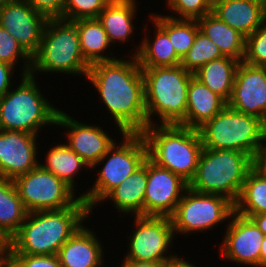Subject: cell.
Returning <instances> with one entry per match:
<instances>
[{
	"instance_id": "9a60e30c",
	"label": "cell",
	"mask_w": 266,
	"mask_h": 267,
	"mask_svg": "<svg viewBox=\"0 0 266 267\" xmlns=\"http://www.w3.org/2000/svg\"><path fill=\"white\" fill-rule=\"evenodd\" d=\"M60 126V127H59ZM65 129V142L77 153L90 168L98 162L107 150L114 144L116 139L109 136V131L93 123L79 122L65 111L59 110L56 119V128Z\"/></svg>"
},
{
	"instance_id": "7402d4cb",
	"label": "cell",
	"mask_w": 266,
	"mask_h": 267,
	"mask_svg": "<svg viewBox=\"0 0 266 267\" xmlns=\"http://www.w3.org/2000/svg\"><path fill=\"white\" fill-rule=\"evenodd\" d=\"M147 185V159L144 164L114 188L100 203L113 204L119 217L144 216V197Z\"/></svg>"
},
{
	"instance_id": "277c9868",
	"label": "cell",
	"mask_w": 266,
	"mask_h": 267,
	"mask_svg": "<svg viewBox=\"0 0 266 267\" xmlns=\"http://www.w3.org/2000/svg\"><path fill=\"white\" fill-rule=\"evenodd\" d=\"M18 85L0 97V130L39 135L42 127L56 126L60 108L44 96L39 76L20 75ZM40 130V131H39Z\"/></svg>"
},
{
	"instance_id": "ac0fdd59",
	"label": "cell",
	"mask_w": 266,
	"mask_h": 267,
	"mask_svg": "<svg viewBox=\"0 0 266 267\" xmlns=\"http://www.w3.org/2000/svg\"><path fill=\"white\" fill-rule=\"evenodd\" d=\"M228 105L266 122V67L241 61L236 69L233 93Z\"/></svg>"
},
{
	"instance_id": "30bf717a",
	"label": "cell",
	"mask_w": 266,
	"mask_h": 267,
	"mask_svg": "<svg viewBox=\"0 0 266 267\" xmlns=\"http://www.w3.org/2000/svg\"><path fill=\"white\" fill-rule=\"evenodd\" d=\"M233 212L234 204L226 197L199 193L188 187L171 216L174 234L178 238L180 234L188 237L192 233H207L224 222L227 224Z\"/></svg>"
},
{
	"instance_id": "1f68e13d",
	"label": "cell",
	"mask_w": 266,
	"mask_h": 267,
	"mask_svg": "<svg viewBox=\"0 0 266 267\" xmlns=\"http://www.w3.org/2000/svg\"><path fill=\"white\" fill-rule=\"evenodd\" d=\"M223 57L219 47L198 30L194 43L181 61V66L195 73L204 64Z\"/></svg>"
},
{
	"instance_id": "f546056e",
	"label": "cell",
	"mask_w": 266,
	"mask_h": 267,
	"mask_svg": "<svg viewBox=\"0 0 266 267\" xmlns=\"http://www.w3.org/2000/svg\"><path fill=\"white\" fill-rule=\"evenodd\" d=\"M234 211L247 218L266 212V175L255 166L246 176Z\"/></svg>"
},
{
	"instance_id": "484cf974",
	"label": "cell",
	"mask_w": 266,
	"mask_h": 267,
	"mask_svg": "<svg viewBox=\"0 0 266 267\" xmlns=\"http://www.w3.org/2000/svg\"><path fill=\"white\" fill-rule=\"evenodd\" d=\"M72 23L77 27L82 55L90 65L117 59L118 55L110 50L113 45L98 18L79 19Z\"/></svg>"
},
{
	"instance_id": "c3c4849f",
	"label": "cell",
	"mask_w": 266,
	"mask_h": 267,
	"mask_svg": "<svg viewBox=\"0 0 266 267\" xmlns=\"http://www.w3.org/2000/svg\"><path fill=\"white\" fill-rule=\"evenodd\" d=\"M10 0H0V9L6 4L8 3Z\"/></svg>"
},
{
	"instance_id": "cb8c5ba5",
	"label": "cell",
	"mask_w": 266,
	"mask_h": 267,
	"mask_svg": "<svg viewBox=\"0 0 266 267\" xmlns=\"http://www.w3.org/2000/svg\"><path fill=\"white\" fill-rule=\"evenodd\" d=\"M227 104L221 96L193 76L188 87L186 116L179 125L197 129Z\"/></svg>"
},
{
	"instance_id": "4fadbf2b",
	"label": "cell",
	"mask_w": 266,
	"mask_h": 267,
	"mask_svg": "<svg viewBox=\"0 0 266 267\" xmlns=\"http://www.w3.org/2000/svg\"><path fill=\"white\" fill-rule=\"evenodd\" d=\"M222 242L218 252L222 260L235 262L239 266L259 267V257L264 234L247 217L235 211L226 225Z\"/></svg>"
},
{
	"instance_id": "836d02e7",
	"label": "cell",
	"mask_w": 266,
	"mask_h": 267,
	"mask_svg": "<svg viewBox=\"0 0 266 267\" xmlns=\"http://www.w3.org/2000/svg\"><path fill=\"white\" fill-rule=\"evenodd\" d=\"M111 0H66L63 14L59 19L76 21L97 18Z\"/></svg>"
},
{
	"instance_id": "d590c367",
	"label": "cell",
	"mask_w": 266,
	"mask_h": 267,
	"mask_svg": "<svg viewBox=\"0 0 266 267\" xmlns=\"http://www.w3.org/2000/svg\"><path fill=\"white\" fill-rule=\"evenodd\" d=\"M167 16L177 19H195L203 17L212 11L204 0H166ZM175 15V16H174Z\"/></svg>"
},
{
	"instance_id": "2e32d148",
	"label": "cell",
	"mask_w": 266,
	"mask_h": 267,
	"mask_svg": "<svg viewBox=\"0 0 266 267\" xmlns=\"http://www.w3.org/2000/svg\"><path fill=\"white\" fill-rule=\"evenodd\" d=\"M48 18L26 0H10L0 9V26L7 30L33 57L41 43Z\"/></svg>"
},
{
	"instance_id": "52a82bcc",
	"label": "cell",
	"mask_w": 266,
	"mask_h": 267,
	"mask_svg": "<svg viewBox=\"0 0 266 267\" xmlns=\"http://www.w3.org/2000/svg\"><path fill=\"white\" fill-rule=\"evenodd\" d=\"M253 167L254 159L247 153L203 148L188 187L199 193L221 195L235 204Z\"/></svg>"
},
{
	"instance_id": "bcb514c9",
	"label": "cell",
	"mask_w": 266,
	"mask_h": 267,
	"mask_svg": "<svg viewBox=\"0 0 266 267\" xmlns=\"http://www.w3.org/2000/svg\"><path fill=\"white\" fill-rule=\"evenodd\" d=\"M207 7L213 11L218 5H220L224 0H204Z\"/></svg>"
},
{
	"instance_id": "6da1fadb",
	"label": "cell",
	"mask_w": 266,
	"mask_h": 267,
	"mask_svg": "<svg viewBox=\"0 0 266 267\" xmlns=\"http://www.w3.org/2000/svg\"><path fill=\"white\" fill-rule=\"evenodd\" d=\"M91 64L86 79L98 92L106 119L123 133H141L147 127L144 78L136 56ZM128 58V59H127Z\"/></svg>"
},
{
	"instance_id": "e0dca14e",
	"label": "cell",
	"mask_w": 266,
	"mask_h": 267,
	"mask_svg": "<svg viewBox=\"0 0 266 267\" xmlns=\"http://www.w3.org/2000/svg\"><path fill=\"white\" fill-rule=\"evenodd\" d=\"M38 136L21 131L0 130V177L14 180L39 165L40 146L37 143L41 142Z\"/></svg>"
},
{
	"instance_id": "ab89813d",
	"label": "cell",
	"mask_w": 266,
	"mask_h": 267,
	"mask_svg": "<svg viewBox=\"0 0 266 267\" xmlns=\"http://www.w3.org/2000/svg\"><path fill=\"white\" fill-rule=\"evenodd\" d=\"M254 166L266 175V131L260 143L258 154L254 159Z\"/></svg>"
},
{
	"instance_id": "4316f807",
	"label": "cell",
	"mask_w": 266,
	"mask_h": 267,
	"mask_svg": "<svg viewBox=\"0 0 266 267\" xmlns=\"http://www.w3.org/2000/svg\"><path fill=\"white\" fill-rule=\"evenodd\" d=\"M46 152L44 156L45 161L39 165L60 178L64 181L68 186H70L75 192H77V184L75 179H79L80 172L83 169L90 170V166L77 154L75 153L65 142L53 144L51 148ZM45 163V164H44ZM80 171V172H79ZM77 176V177H76Z\"/></svg>"
},
{
	"instance_id": "7a4b0ae2",
	"label": "cell",
	"mask_w": 266,
	"mask_h": 267,
	"mask_svg": "<svg viewBox=\"0 0 266 267\" xmlns=\"http://www.w3.org/2000/svg\"><path fill=\"white\" fill-rule=\"evenodd\" d=\"M91 214L82 198L65 209L28 212L9 240L12 254L57 255L61 246L90 220Z\"/></svg>"
},
{
	"instance_id": "83f0119b",
	"label": "cell",
	"mask_w": 266,
	"mask_h": 267,
	"mask_svg": "<svg viewBox=\"0 0 266 267\" xmlns=\"http://www.w3.org/2000/svg\"><path fill=\"white\" fill-rule=\"evenodd\" d=\"M239 63L238 60L223 56L204 64L193 74L228 103L233 93L234 78Z\"/></svg>"
},
{
	"instance_id": "d4e9b609",
	"label": "cell",
	"mask_w": 266,
	"mask_h": 267,
	"mask_svg": "<svg viewBox=\"0 0 266 267\" xmlns=\"http://www.w3.org/2000/svg\"><path fill=\"white\" fill-rule=\"evenodd\" d=\"M199 30L211 39L225 57H230L239 62L245 56L246 37L239 31L231 28L221 21L212 12L197 19Z\"/></svg>"
},
{
	"instance_id": "5b68a950",
	"label": "cell",
	"mask_w": 266,
	"mask_h": 267,
	"mask_svg": "<svg viewBox=\"0 0 266 267\" xmlns=\"http://www.w3.org/2000/svg\"><path fill=\"white\" fill-rule=\"evenodd\" d=\"M141 134L146 141L148 158L189 184L203 149L197 129L179 124H157L146 127Z\"/></svg>"
},
{
	"instance_id": "f1b7e54d",
	"label": "cell",
	"mask_w": 266,
	"mask_h": 267,
	"mask_svg": "<svg viewBox=\"0 0 266 267\" xmlns=\"http://www.w3.org/2000/svg\"><path fill=\"white\" fill-rule=\"evenodd\" d=\"M27 214L14 181L0 177V232L10 240L25 221Z\"/></svg>"
},
{
	"instance_id": "4dcf8cb0",
	"label": "cell",
	"mask_w": 266,
	"mask_h": 267,
	"mask_svg": "<svg viewBox=\"0 0 266 267\" xmlns=\"http://www.w3.org/2000/svg\"><path fill=\"white\" fill-rule=\"evenodd\" d=\"M148 15L167 33L176 54L183 59L199 30L197 20L177 19L154 12Z\"/></svg>"
},
{
	"instance_id": "f35d334b",
	"label": "cell",
	"mask_w": 266,
	"mask_h": 267,
	"mask_svg": "<svg viewBox=\"0 0 266 267\" xmlns=\"http://www.w3.org/2000/svg\"><path fill=\"white\" fill-rule=\"evenodd\" d=\"M16 70L17 68L15 69L10 64L0 61V97L9 91L13 87V84H17V82L15 83V77H13L14 71ZM12 80H14V83H12Z\"/></svg>"
},
{
	"instance_id": "7dc6e473",
	"label": "cell",
	"mask_w": 266,
	"mask_h": 267,
	"mask_svg": "<svg viewBox=\"0 0 266 267\" xmlns=\"http://www.w3.org/2000/svg\"><path fill=\"white\" fill-rule=\"evenodd\" d=\"M9 245V240L0 232V248H4Z\"/></svg>"
},
{
	"instance_id": "ba28073f",
	"label": "cell",
	"mask_w": 266,
	"mask_h": 267,
	"mask_svg": "<svg viewBox=\"0 0 266 267\" xmlns=\"http://www.w3.org/2000/svg\"><path fill=\"white\" fill-rule=\"evenodd\" d=\"M107 152L96 162L91 170H96L98 177L92 186L79 196L87 203L91 212L100 202L128 176L140 168L148 158L146 141L141 133H123ZM94 184V185H93Z\"/></svg>"
},
{
	"instance_id": "f6af8a7d",
	"label": "cell",
	"mask_w": 266,
	"mask_h": 267,
	"mask_svg": "<svg viewBox=\"0 0 266 267\" xmlns=\"http://www.w3.org/2000/svg\"><path fill=\"white\" fill-rule=\"evenodd\" d=\"M259 267H266V235L264 236V239L261 244Z\"/></svg>"
},
{
	"instance_id": "8d00e7d4",
	"label": "cell",
	"mask_w": 266,
	"mask_h": 267,
	"mask_svg": "<svg viewBox=\"0 0 266 267\" xmlns=\"http://www.w3.org/2000/svg\"><path fill=\"white\" fill-rule=\"evenodd\" d=\"M14 267H62L57 255L13 254Z\"/></svg>"
},
{
	"instance_id": "74e56055",
	"label": "cell",
	"mask_w": 266,
	"mask_h": 267,
	"mask_svg": "<svg viewBox=\"0 0 266 267\" xmlns=\"http://www.w3.org/2000/svg\"><path fill=\"white\" fill-rule=\"evenodd\" d=\"M26 2L48 19L60 18L66 4V0H26Z\"/></svg>"
},
{
	"instance_id": "60d3db41",
	"label": "cell",
	"mask_w": 266,
	"mask_h": 267,
	"mask_svg": "<svg viewBox=\"0 0 266 267\" xmlns=\"http://www.w3.org/2000/svg\"><path fill=\"white\" fill-rule=\"evenodd\" d=\"M176 254L174 257L170 258L164 263V267H197L195 264L191 262L189 259L186 260L182 255Z\"/></svg>"
},
{
	"instance_id": "9c48e42d",
	"label": "cell",
	"mask_w": 266,
	"mask_h": 267,
	"mask_svg": "<svg viewBox=\"0 0 266 267\" xmlns=\"http://www.w3.org/2000/svg\"><path fill=\"white\" fill-rule=\"evenodd\" d=\"M203 148L212 150H236L258 154L266 131V122L254 115L245 114L228 104L212 119L197 128Z\"/></svg>"
},
{
	"instance_id": "d6a6232c",
	"label": "cell",
	"mask_w": 266,
	"mask_h": 267,
	"mask_svg": "<svg viewBox=\"0 0 266 267\" xmlns=\"http://www.w3.org/2000/svg\"><path fill=\"white\" fill-rule=\"evenodd\" d=\"M22 60V61H21ZM0 61L13 67L19 66L20 75L30 74L32 57L23 49L19 42L3 27L0 26ZM21 62V63H20ZM22 64V65H18ZM17 65V66H16ZM22 70V71H21Z\"/></svg>"
},
{
	"instance_id": "b9f144b4",
	"label": "cell",
	"mask_w": 266,
	"mask_h": 267,
	"mask_svg": "<svg viewBox=\"0 0 266 267\" xmlns=\"http://www.w3.org/2000/svg\"><path fill=\"white\" fill-rule=\"evenodd\" d=\"M0 267H14L13 254L10 245L0 248Z\"/></svg>"
},
{
	"instance_id": "8992f818",
	"label": "cell",
	"mask_w": 266,
	"mask_h": 267,
	"mask_svg": "<svg viewBox=\"0 0 266 267\" xmlns=\"http://www.w3.org/2000/svg\"><path fill=\"white\" fill-rule=\"evenodd\" d=\"M90 64L81 51L77 27L59 18L48 19L42 33L40 47L32 57L30 74L47 73L86 78ZM49 73V74H48Z\"/></svg>"
},
{
	"instance_id": "ee69618b",
	"label": "cell",
	"mask_w": 266,
	"mask_h": 267,
	"mask_svg": "<svg viewBox=\"0 0 266 267\" xmlns=\"http://www.w3.org/2000/svg\"><path fill=\"white\" fill-rule=\"evenodd\" d=\"M255 225L266 235V212L261 214L252 215L249 217Z\"/></svg>"
},
{
	"instance_id": "603a6c76",
	"label": "cell",
	"mask_w": 266,
	"mask_h": 267,
	"mask_svg": "<svg viewBox=\"0 0 266 267\" xmlns=\"http://www.w3.org/2000/svg\"><path fill=\"white\" fill-rule=\"evenodd\" d=\"M136 1L111 0L97 17L112 45L133 41L132 38L135 37L133 35L136 29L134 25L135 15L138 13L137 8L139 7V3Z\"/></svg>"
},
{
	"instance_id": "7bdbcfd3",
	"label": "cell",
	"mask_w": 266,
	"mask_h": 267,
	"mask_svg": "<svg viewBox=\"0 0 266 267\" xmlns=\"http://www.w3.org/2000/svg\"><path fill=\"white\" fill-rule=\"evenodd\" d=\"M121 267H164V263L146 261L121 260Z\"/></svg>"
},
{
	"instance_id": "5bb4252c",
	"label": "cell",
	"mask_w": 266,
	"mask_h": 267,
	"mask_svg": "<svg viewBox=\"0 0 266 267\" xmlns=\"http://www.w3.org/2000/svg\"><path fill=\"white\" fill-rule=\"evenodd\" d=\"M187 188L180 176L147 158L144 216L171 217Z\"/></svg>"
},
{
	"instance_id": "7c38bea8",
	"label": "cell",
	"mask_w": 266,
	"mask_h": 267,
	"mask_svg": "<svg viewBox=\"0 0 266 267\" xmlns=\"http://www.w3.org/2000/svg\"><path fill=\"white\" fill-rule=\"evenodd\" d=\"M13 181L28 212L65 209L81 198L64 181L40 165Z\"/></svg>"
},
{
	"instance_id": "8fae6325",
	"label": "cell",
	"mask_w": 266,
	"mask_h": 267,
	"mask_svg": "<svg viewBox=\"0 0 266 267\" xmlns=\"http://www.w3.org/2000/svg\"><path fill=\"white\" fill-rule=\"evenodd\" d=\"M132 225V232L126 235L128 249L122 260L165 263L176 255L171 250L176 238L171 217L138 215Z\"/></svg>"
},
{
	"instance_id": "e575fe53",
	"label": "cell",
	"mask_w": 266,
	"mask_h": 267,
	"mask_svg": "<svg viewBox=\"0 0 266 267\" xmlns=\"http://www.w3.org/2000/svg\"><path fill=\"white\" fill-rule=\"evenodd\" d=\"M244 62L266 67V20L246 37Z\"/></svg>"
},
{
	"instance_id": "3957f363",
	"label": "cell",
	"mask_w": 266,
	"mask_h": 267,
	"mask_svg": "<svg viewBox=\"0 0 266 267\" xmlns=\"http://www.w3.org/2000/svg\"><path fill=\"white\" fill-rule=\"evenodd\" d=\"M141 70L147 127L159 122L160 125L180 124L186 116L188 87L194 74L181 65Z\"/></svg>"
},
{
	"instance_id": "d6986e66",
	"label": "cell",
	"mask_w": 266,
	"mask_h": 267,
	"mask_svg": "<svg viewBox=\"0 0 266 267\" xmlns=\"http://www.w3.org/2000/svg\"><path fill=\"white\" fill-rule=\"evenodd\" d=\"M87 226H81L61 246L57 257L62 267H104L106 250H103V241Z\"/></svg>"
},
{
	"instance_id": "ffe728a7",
	"label": "cell",
	"mask_w": 266,
	"mask_h": 267,
	"mask_svg": "<svg viewBox=\"0 0 266 267\" xmlns=\"http://www.w3.org/2000/svg\"><path fill=\"white\" fill-rule=\"evenodd\" d=\"M148 17L149 19L147 21L152 22L151 25L155 28L152 31L153 37L149 35L148 31L151 30L148 24H143L145 35L139 43L140 45L137 46V43H135V50L128 53L136 56L140 68L174 67L181 65L182 59L176 54L167 33L150 16Z\"/></svg>"
},
{
	"instance_id": "44dd1931",
	"label": "cell",
	"mask_w": 266,
	"mask_h": 267,
	"mask_svg": "<svg viewBox=\"0 0 266 267\" xmlns=\"http://www.w3.org/2000/svg\"><path fill=\"white\" fill-rule=\"evenodd\" d=\"M212 13L247 37L266 20V1L224 0Z\"/></svg>"
}]
</instances>
